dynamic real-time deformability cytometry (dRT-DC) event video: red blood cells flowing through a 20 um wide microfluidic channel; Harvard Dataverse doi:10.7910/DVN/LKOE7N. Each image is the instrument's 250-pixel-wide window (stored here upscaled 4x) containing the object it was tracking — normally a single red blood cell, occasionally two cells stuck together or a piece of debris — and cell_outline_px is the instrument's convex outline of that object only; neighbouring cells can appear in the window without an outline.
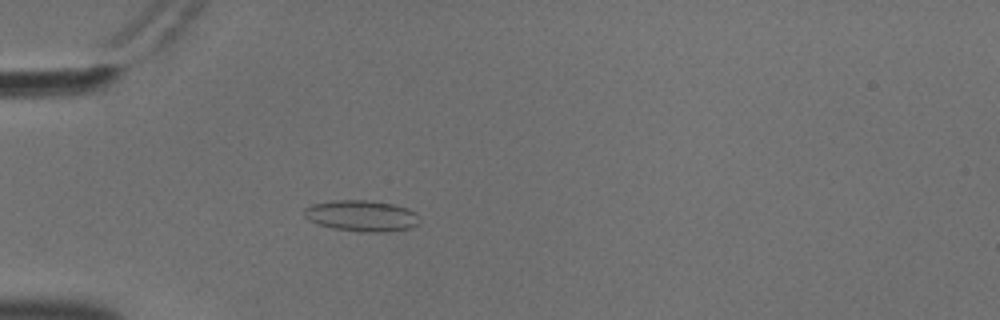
{"species": "common noctule bat (a hibernating species)", "species_latin": "Nyctalus noctula", "temperature_condition": "cold", "stored_images_in_passage": 57, "camera_frame_rate_fps": 3000, "um_per_image_px": 0.085, "animal": {"sex": "male", "body_mass_g": 18.8}, "frame": {"image": 1, "passage_image": 18, "time_ms": 5.667, "image_size_px": [1000, 320], "cell_outline_px": [[416, 224], [408, 228], [388, 232], [360, 232], [332, 228], [308, 220], [304, 216], [304, 208], [312, 204], [332, 200], [368, 200], [392, 204], [408, 208], [416, 212]], "centroid_in_image_um": [30.68, 18.34], "position_along_channel_um": 54.3, "area_um2": 20.81}}
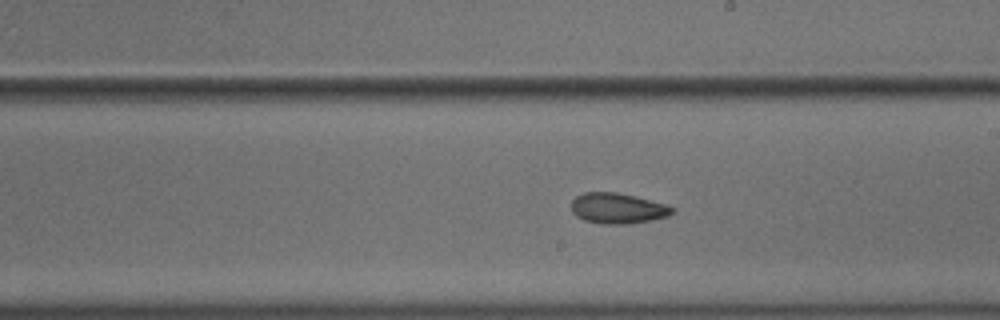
{"frame": {"image": 2, "passage_image": 34, "time_ms": 11.0, "image_size_px": [1000, 320], "cell_outline_px": [[676, 208], [668, 216], [652, 220], [628, 224], [600, 224], [584, 220], [576, 216], [572, 212], [572, 200], [576, 196], [584, 192], [616, 192], [668, 204]], "centroid_in_image_um": [52.51, 17.71], "position_along_channel_um": 236.5, "area_um2": 18.09}}
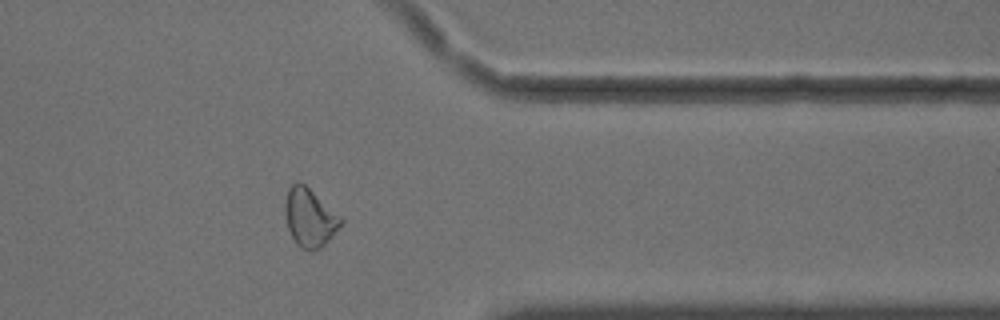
{"frame": {"image": 3, "passage_image": 47, "time_ms": 15.333, "image_size_px": [1000, 320], "cell_outline_px": [[344, 220], [332, 236], [320, 248], [312, 252], [308, 252], [300, 248], [296, 244], [288, 228], [284, 212], [284, 204], [288, 188], [296, 180], [304, 184], [340, 216]], "centroid_in_image_um": [26.29, 18.52], "position_along_channel_um": 385.1, "area_um2": 18.9}, "authors_computed_cell_mechanics": {"area_um2": 19.4208, "velocity_mm_per_s": 3.6175, "shape_relaxation_time_tau1_ms": null, "shape_relaxation_time_tau2_ms": 3.8507, "deformation_change_tau1": null, "deformation_change_tau2": 0.102}}